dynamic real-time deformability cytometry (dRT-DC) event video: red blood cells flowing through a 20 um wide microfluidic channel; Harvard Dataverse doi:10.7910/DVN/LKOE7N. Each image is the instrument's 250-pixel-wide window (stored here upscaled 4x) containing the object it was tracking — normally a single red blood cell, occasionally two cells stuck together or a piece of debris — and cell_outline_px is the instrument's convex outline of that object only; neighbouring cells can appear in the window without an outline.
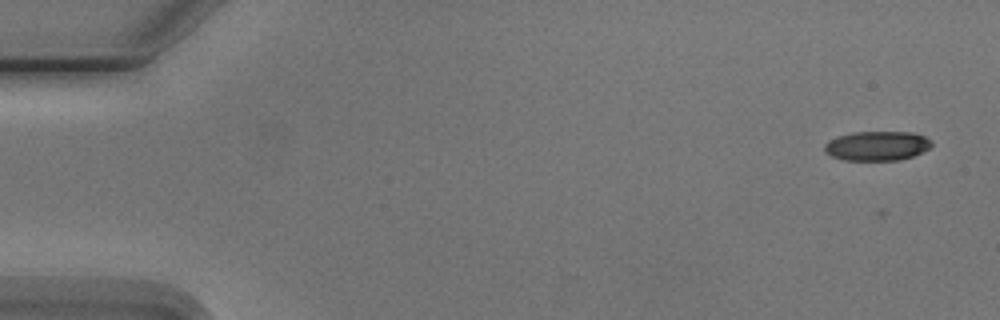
{"species": "Egyptian fruit bat (a non-hibernating species)", "species_latin": "Rousettus aegyptiacus", "temperature_condition": "cold", "stored_images_in_passage": 5, "camera_frame_rate_fps": 3000, "um_per_image_px": 0.085, "animal": {"sex": "male"}, "frame": {"image": 1, "passage_image": 1, "time_ms": 0.0, "image_size_px": [1000, 320], "cell_outline_px": [[932, 144], [928, 148], [912, 156], [900, 160], [844, 160], [832, 156], [824, 152], [824, 144], [828, 140], [836, 136], [852, 132], [912, 132], [924, 136], [932, 140]], "centroid_in_image_um": [74.51, 12.39], "position_along_channel_um": 10.5, "area_um2": 18.44}}
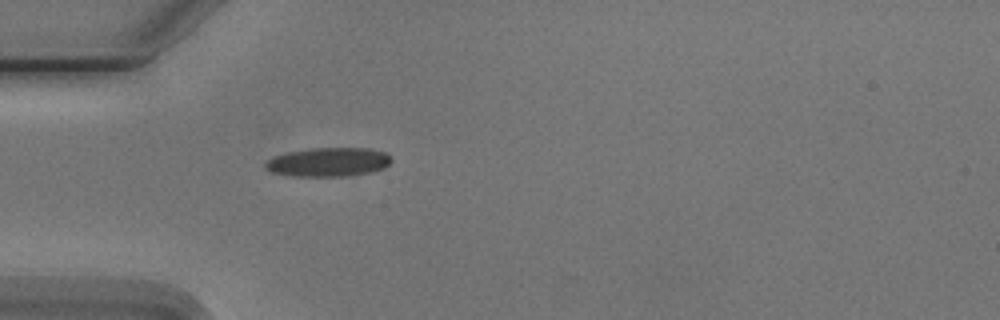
{"frame": {"image": 2, "passage_image": 5, "time_ms": 4.667, "image_size_px": [1000, 320], "cell_outline_px": [[392, 160], [384, 168], [368, 172], [344, 176], [296, 176], [272, 172], [264, 168], [264, 164], [272, 156], [288, 152], [308, 148], [368, 148], [384, 152]], "centroid_in_image_um": [27.87, 13.76], "position_along_channel_um": 57.1, "area_um2": 21.1}}